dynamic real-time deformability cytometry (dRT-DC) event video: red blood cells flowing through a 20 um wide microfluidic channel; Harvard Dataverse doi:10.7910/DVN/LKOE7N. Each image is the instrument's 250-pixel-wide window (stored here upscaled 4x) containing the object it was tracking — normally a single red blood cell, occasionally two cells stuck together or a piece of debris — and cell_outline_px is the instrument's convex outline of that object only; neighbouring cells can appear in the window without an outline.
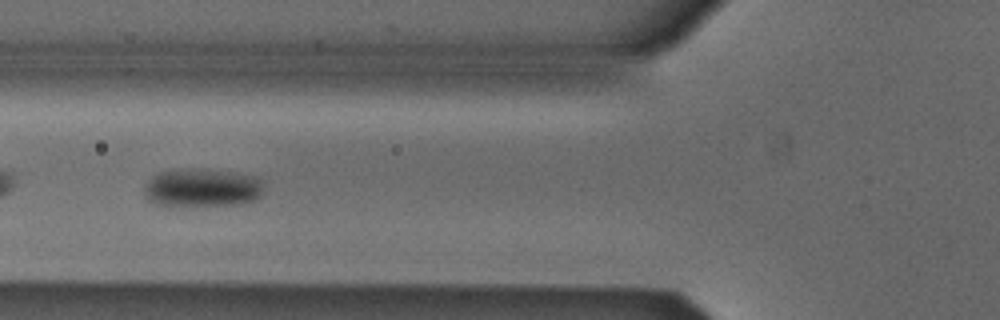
{"species": "Egyptian fruit bat (a non-hibernating species)", "species_latin": "Rousettus aegyptiacus", "temperature_condition": "cold", "stored_images_in_passage": 38, "camera_frame_rate_fps": 3000, "um_per_image_px": 0.085, "animal": {"sex": "male"}, "frame": {"image": 1, "passage_image": 5, "time_ms": 1.333, "image_size_px": [1000, 320], "cell_outline_px": [[264, 184], [260, 196], [256, 200], [244, 204], [172, 208], [168, 208], [148, 200], [144, 196], [144, 184], [152, 176], [160, 172], [172, 168], [204, 168], [236, 172], [260, 176], [264, 180]], "centroid_in_image_um": [17.18, 15.97], "position_along_channel_um": 108.6, "area_um2": 28.44}}
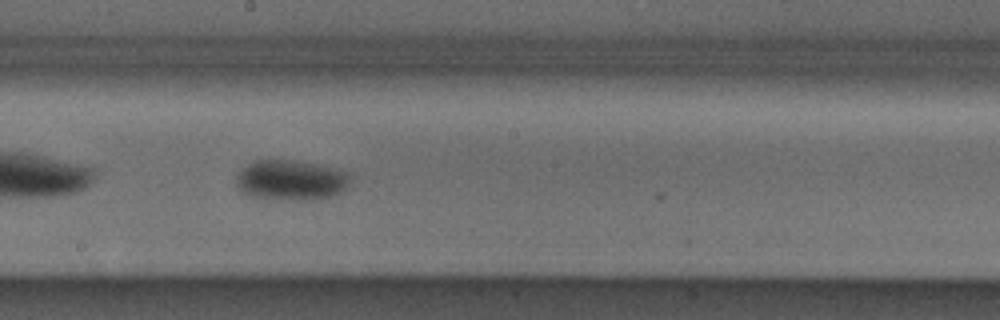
{"frame": {"image": 2, "passage_image": 14, "time_ms": 4.333, "image_size_px": [1000, 320], "cell_outline_px": [[352, 180], [340, 192], [332, 196], [304, 200], [252, 196], [244, 192], [236, 184], [236, 176], [252, 160], [296, 160], [316, 164], [348, 172]], "centroid_in_image_um": [24.75, 15.28], "position_along_channel_um": 223.5, "area_um2": 26.24}}
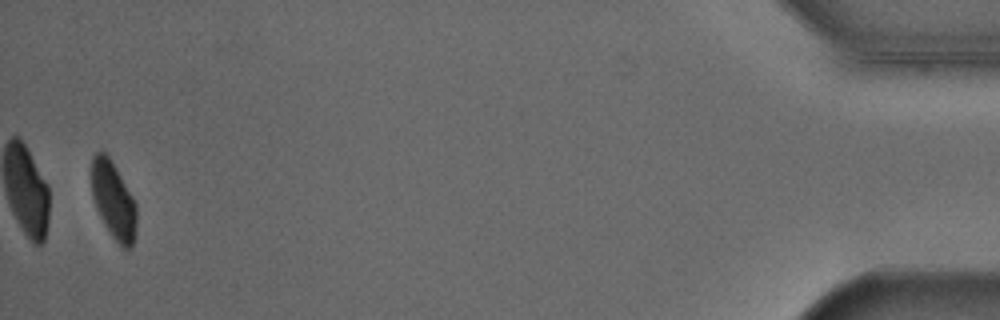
{"frame": {"image": 3, "passage_image": 37, "time_ms": 12.0, "image_size_px": [1000, 320], "cell_outline_px": [[136, 236], [132, 248], [120, 248], [104, 224], [100, 216], [92, 196], [92, 156], [96, 152], [104, 152], [108, 156], [116, 168], [132, 196], [136, 204]], "centroid_in_image_um": [9.66, 17.08], "position_along_channel_um": 425.5, "area_um2": 20.17}, "authors_computed_cell_mechanics": {"area_um2": 25.5187, "velocity_mm_per_s": 3.836, "shape_relaxation_time_tau1_ms": 3.0148, "shape_relaxation_time_tau2_ms": null, "deformation_change_tau1": 0.061, "deformation_change_tau2": null}}